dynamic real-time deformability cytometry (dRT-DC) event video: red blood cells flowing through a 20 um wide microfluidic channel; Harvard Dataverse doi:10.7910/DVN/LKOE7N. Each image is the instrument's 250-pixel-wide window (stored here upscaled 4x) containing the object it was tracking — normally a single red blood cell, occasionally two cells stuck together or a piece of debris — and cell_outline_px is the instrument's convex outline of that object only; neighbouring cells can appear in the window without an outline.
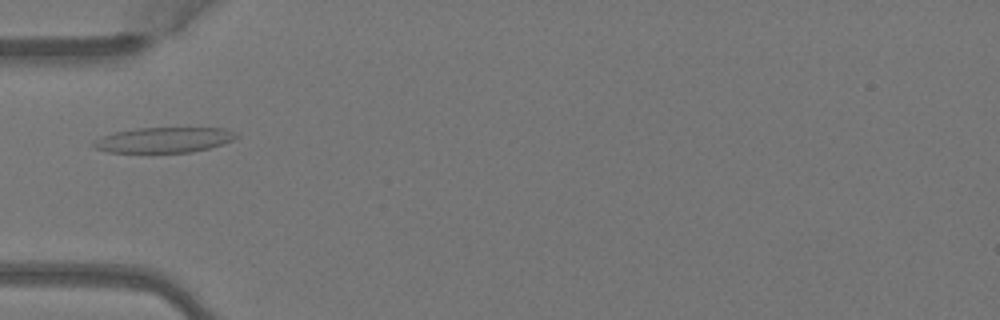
{"species": "Egyptian fruit bat (a non-hibernating species)", "species_latin": "Rousettus aegyptiacus", "temperature_condition": "warm", "stored_images_in_passage": 5, "camera_frame_rate_fps": 3000, "um_per_image_px": 0.085, "animal": {"sex": "female"}, "frame": {"image": 1, "passage_image": 4, "time_ms": 1.0, "image_size_px": [1000, 320], "cell_outline_px": [[240, 136], [224, 144], [192, 152], [108, 152], [96, 148], [92, 144], [92, 140], [112, 132], [136, 128], [228, 128], [240, 132]], "centroid_in_image_um": [13.98, 11.88], "position_along_channel_um": 71.0, "area_um2": 21.33}}